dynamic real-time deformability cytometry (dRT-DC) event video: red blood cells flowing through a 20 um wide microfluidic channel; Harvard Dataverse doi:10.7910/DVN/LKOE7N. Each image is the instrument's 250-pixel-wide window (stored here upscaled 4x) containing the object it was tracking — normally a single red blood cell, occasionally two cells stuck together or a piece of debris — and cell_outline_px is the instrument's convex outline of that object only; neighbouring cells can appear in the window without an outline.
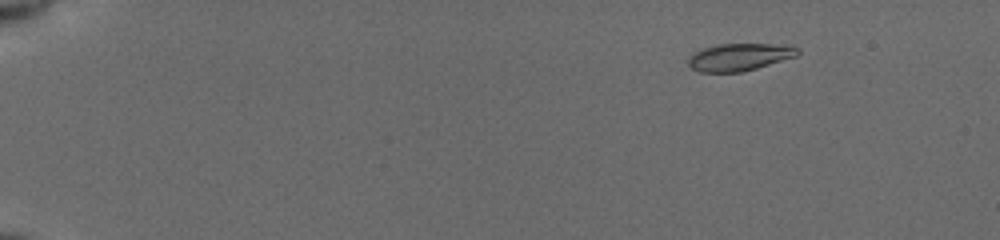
{"species": "common noctule bat (a hibernating species)", "species_latin": "Nyctalus noctula", "temperature_condition": "cold", "stored_images_in_passage": 16, "camera_frame_rate_fps": 3000, "um_per_image_px": 0.085, "animal": {"sex": "female", "body_mass_g": 19.5, "forearm_length_mm": 54.1}, "frame": {"image": 1, "passage_image": 6, "time_ms": 1.667, "image_size_px": [1000, 240], "cell_outline_px": [[800, 52], [796, 56], [756, 68], [740, 72], [700, 72], [692, 68], [688, 64], [688, 56], [704, 48], [720, 44], [792, 44], [800, 48]], "centroid_in_image_um": [62.89, 4.83], "position_along_channel_um": 22.1, "area_um2": 17.46}}